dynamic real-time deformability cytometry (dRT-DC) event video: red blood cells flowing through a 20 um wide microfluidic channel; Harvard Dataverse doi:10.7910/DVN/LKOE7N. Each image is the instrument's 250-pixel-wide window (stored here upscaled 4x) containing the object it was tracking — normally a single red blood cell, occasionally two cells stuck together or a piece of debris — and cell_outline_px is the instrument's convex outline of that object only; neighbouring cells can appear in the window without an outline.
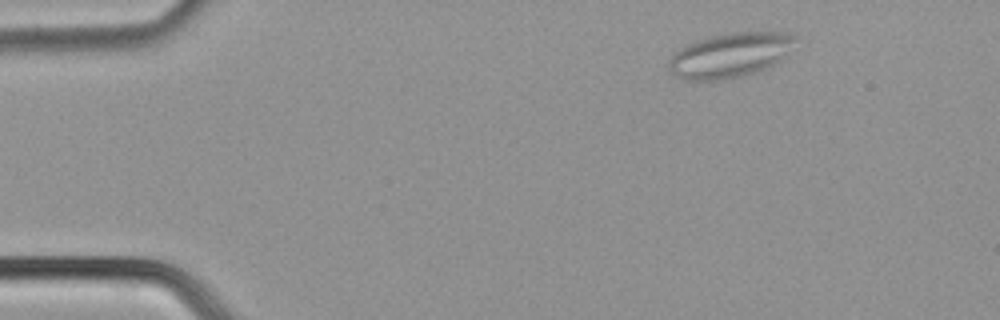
{"species": "common noctule bat (a hibernating species)", "species_latin": "Nyctalus noctula", "temperature_condition": "cold", "stored_images_in_passage": 47, "camera_frame_rate_fps": 3000, "um_per_image_px": 0.085, "animal": {"sex": "male", "body_mass_g": 21.5, "forearm_length_mm": 52.0}, "frame": {"image": 1, "passage_image": 4, "time_ms": 1.0, "image_size_px": [1000, 320], "cell_outline_px": [[796, 36], [780, 60], [768, 68], [756, 72], [740, 76], [720, 80], [684, 80], [668, 72], [668, 60], [680, 48], [696, 40], [712, 36], [732, 32], [788, 32]], "centroid_in_image_um": [61.98, 4.7], "position_along_channel_um": 23.0, "area_um2": 32.6}}
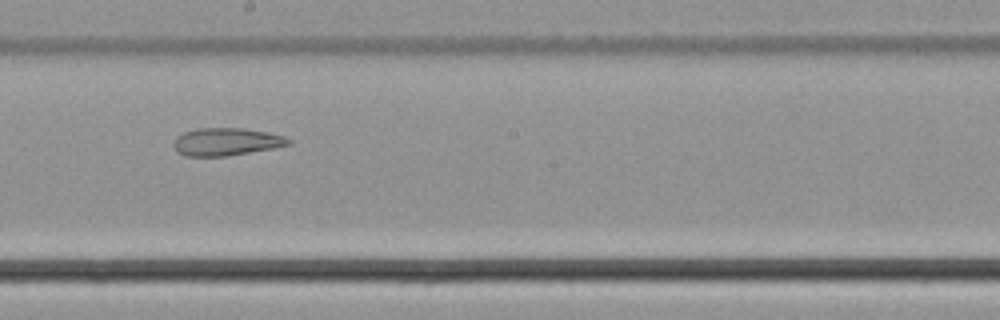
{"frame": {"image": 2, "passage_image": 25, "time_ms": 8.0, "image_size_px": [1000, 320], "cell_outline_px": [[292, 144], [272, 148], [228, 156], [184, 156], [176, 152], [172, 144], [176, 136], [184, 132], [200, 128], [244, 128], [268, 132], [284, 136], [292, 140]], "centroid_in_image_um": [19.22, 12.05], "position_along_channel_um": 229.0, "area_um2": 18.67}}
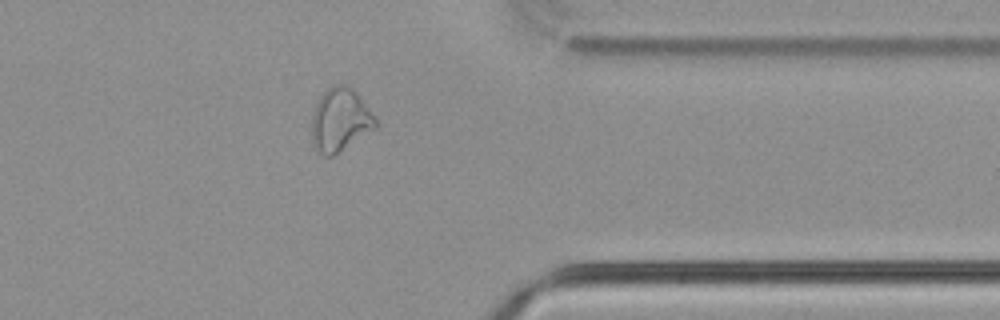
{"frame": {"image": 3, "passage_image": 37, "time_ms": 12.0, "image_size_px": [1000, 320], "cell_outline_px": [[376, 128], [332, 156], [324, 156], [316, 152], [312, 140], [312, 116], [316, 104], [320, 96], [332, 84], [348, 84], [360, 96], [376, 120]], "centroid_in_image_um": [28.89, 10.18], "position_along_channel_um": 382.5, "area_um2": 23.41}}